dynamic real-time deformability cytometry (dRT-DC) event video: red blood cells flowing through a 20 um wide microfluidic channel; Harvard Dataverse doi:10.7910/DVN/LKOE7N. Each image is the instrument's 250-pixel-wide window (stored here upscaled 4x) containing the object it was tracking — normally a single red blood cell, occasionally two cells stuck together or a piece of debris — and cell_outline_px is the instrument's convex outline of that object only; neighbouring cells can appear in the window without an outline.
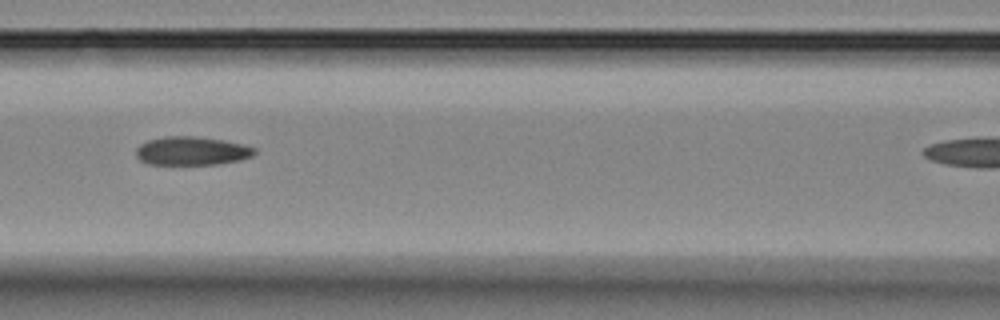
{"species": "Egyptian fruit bat (a non-hibernating species)", "species_latin": "Rousettus aegyptiacus", "temperature_condition": "room temperature", "stored_images_in_passage": 10, "camera_frame_rate_fps": 3000, "um_per_image_px": 0.085, "animal": {"sex": "female"}, "frame": {"image": 1, "passage_image": 4, "time_ms": 3.667, "image_size_px": [1000, 320], "cell_outline_px": [[256, 152], [252, 156], [240, 160], [216, 164], [148, 164], [140, 160], [136, 156], [136, 148], [140, 144], [148, 140], [164, 136], [192, 136], [220, 140], [244, 144], [256, 148]], "centroid_in_image_um": [16.29, 12.83], "position_along_channel_um": 150.3, "area_um2": 19.65}}
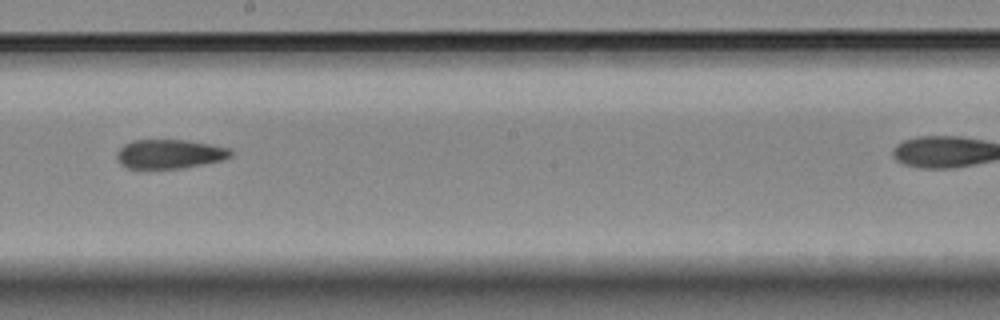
{"frame": {"image": 2, "passage_image": 6, "time_ms": 6.0, "image_size_px": [1000, 320], "cell_outline_px": [[232, 156], [220, 160], [184, 168], [128, 168], [120, 164], [116, 160], [116, 152], [124, 144], [132, 140], [188, 140], [232, 148]], "centroid_in_image_um": [14.4, 13.08], "position_along_channel_um": 233.8, "area_um2": 19.42}}
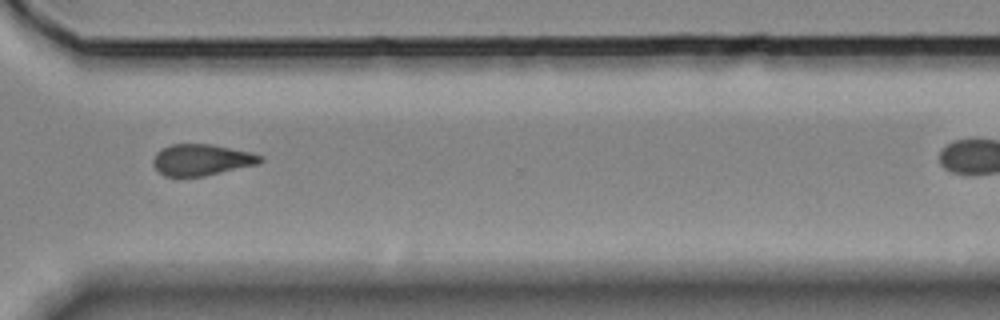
{"frame": {"image": 3, "passage_image": 9, "time_ms": 9.333, "image_size_px": [1000, 320], "cell_outline_px": [[264, 160], [260, 164], [204, 176], [164, 176], [152, 164], [152, 160], [156, 152], [160, 148], [172, 144], [212, 144], [252, 152], [264, 156]], "centroid_in_image_um": [17.17, 13.57], "position_along_channel_um": 353.4, "area_um2": 19.83}}